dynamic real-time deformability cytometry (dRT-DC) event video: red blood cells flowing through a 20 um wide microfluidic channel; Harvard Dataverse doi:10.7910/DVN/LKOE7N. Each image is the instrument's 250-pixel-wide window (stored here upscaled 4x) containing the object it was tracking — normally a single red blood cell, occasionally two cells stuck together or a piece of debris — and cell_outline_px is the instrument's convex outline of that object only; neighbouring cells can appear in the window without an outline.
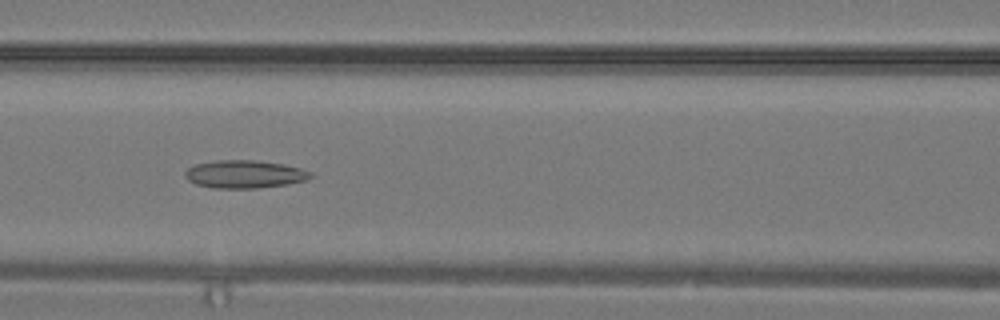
{"species": "common noctule bat (a hibernating species)", "species_latin": "Nyctalus noctula", "temperature_condition": "warm", "stored_images_in_passage": 31, "camera_frame_rate_fps": 3000, "um_per_image_px": 0.085, "animal": {"sex": "male", "body_mass_g": 19.2, "forearm_length_mm": 51.8}, "frame": {"image": 1, "passage_image": 14, "time_ms": 4.333, "image_size_px": [1000, 320], "cell_outline_px": [[312, 176], [308, 180], [288, 184], [256, 188], [212, 188], [196, 184], [188, 180], [184, 176], [184, 172], [188, 168], [196, 164], [216, 160], [252, 160], [284, 164], [300, 168], [312, 172]], "centroid_in_image_um": [20.79, 14.81], "position_along_channel_um": 145.8, "area_um2": 20.46}}
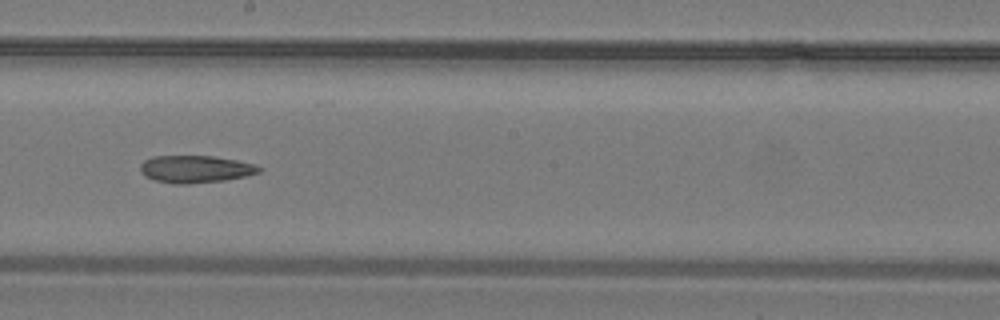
{"frame": {"image": 2, "passage_image": 18, "time_ms": 5.667, "image_size_px": [1000, 320], "cell_outline_px": [[264, 168], [260, 172], [244, 176], [224, 180], [188, 184], [172, 184], [156, 180], [144, 176], [140, 172], [140, 164], [144, 160], [152, 156], [212, 156], [236, 160], [252, 164]], "centroid_in_image_um": [16.57, 14.37], "position_along_channel_um": 231.6, "area_um2": 18.9}}
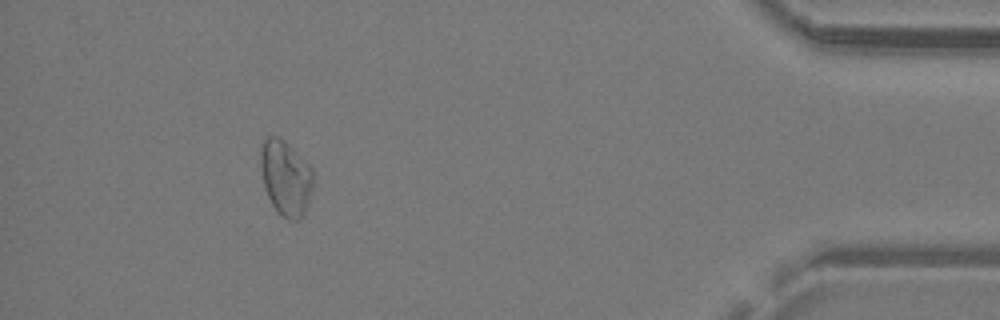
{"frame": {"image": 3, "passage_image": 29, "time_ms": 9.333, "image_size_px": [1000, 320], "cell_outline_px": [[312, 184], [308, 200], [304, 212], [300, 220], [288, 220], [280, 216], [276, 212], [264, 188], [260, 164], [260, 144], [264, 136], [276, 136], [284, 140], [312, 168]], "centroid_in_image_um": [24.23, 15.1], "position_along_channel_um": 411.0, "area_um2": 23.06}}